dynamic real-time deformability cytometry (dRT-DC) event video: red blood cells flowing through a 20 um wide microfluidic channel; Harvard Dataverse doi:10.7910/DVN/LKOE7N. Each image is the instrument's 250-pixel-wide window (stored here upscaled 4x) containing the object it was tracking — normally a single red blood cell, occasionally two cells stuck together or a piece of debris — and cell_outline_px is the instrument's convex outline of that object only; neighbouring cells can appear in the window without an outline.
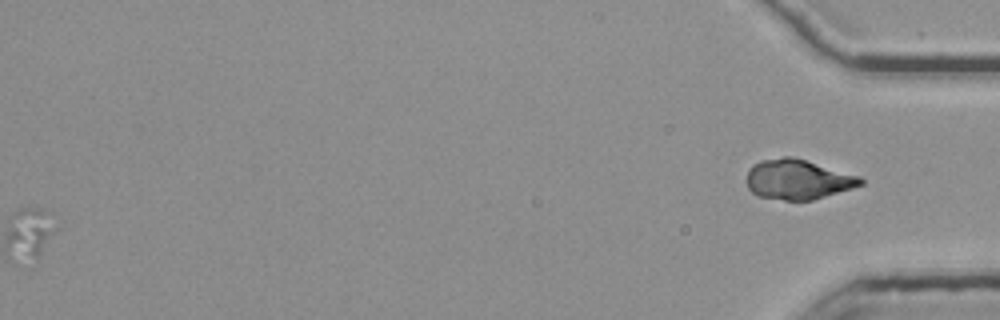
{"species": "common noctule bat (a hibernating species)", "species_latin": "Nyctalus noctula", "temperature_condition": "room temperature", "stored_images_in_passage": 48, "segment_of_instrument_passage": [2, 2], "camera_frame_rate_fps": 3000, "um_per_image_px": 0.085, "animal": {"sex": "female", "body_mass_g": 25.1}, "frame": {"image": 1, "passage_image": 48, "time_ms": 15.667, "image_size_px": [1000, 320], "cell_outline_px": [[864, 184], [852, 188], [812, 200], [784, 200], [760, 196], [752, 192], [748, 188], [744, 180], [748, 168], [752, 164], [760, 160], [784, 156], [792, 156], [860, 176], [864, 180]], "centroid_in_image_um": [67.77, 15.24], "position_along_channel_um": 367.4, "area_um2": 26.7}}